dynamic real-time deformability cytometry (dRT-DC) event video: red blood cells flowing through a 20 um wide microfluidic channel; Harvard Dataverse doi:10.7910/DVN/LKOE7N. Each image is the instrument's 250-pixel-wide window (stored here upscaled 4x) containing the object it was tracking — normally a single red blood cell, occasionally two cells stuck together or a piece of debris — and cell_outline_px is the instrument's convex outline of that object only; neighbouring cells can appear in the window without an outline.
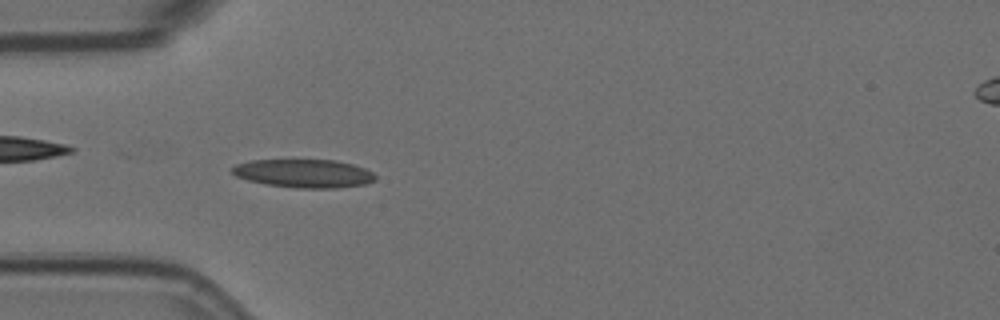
{"species": "Egyptian fruit bat (a non-hibernating species)", "species_latin": "Rousettus aegyptiacus", "temperature_condition": "room temperature", "stored_images_in_passage": 47, "camera_frame_rate_fps": 3000, "um_per_image_px": 0.085, "animal": {"sex": "female"}, "frame": {"image": 1, "passage_image": 7, "time_ms": 2.0, "image_size_px": [1000, 320], "cell_outline_px": [[376, 180], [364, 184], [336, 188], [296, 188], [264, 184], [248, 180], [236, 176], [232, 172], [232, 168], [236, 164], [252, 160], [336, 160], [352, 164], [364, 168], [372, 172], [376, 176]], "centroid_in_image_um": [25.83, 14.74], "position_along_channel_um": 59.2, "area_um2": 23.64}}
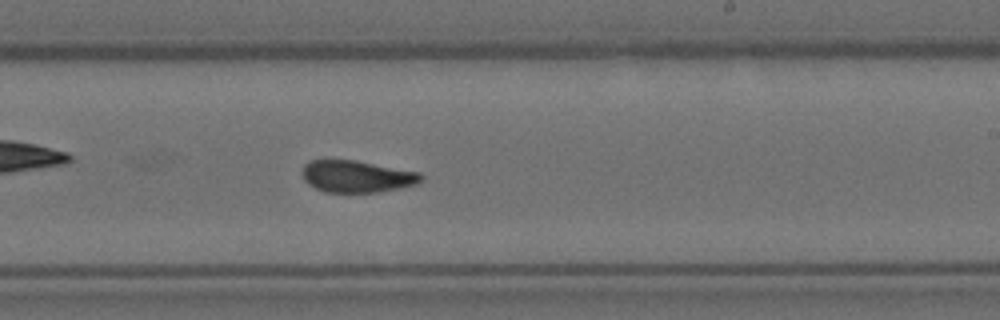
{"frame": {"image": 2, "passage_image": 24, "time_ms": 7.667, "image_size_px": [1000, 320], "cell_outline_px": [[424, 180], [420, 184], [400, 188], [376, 192], [324, 192], [308, 184], [304, 180], [300, 172], [304, 164], [308, 160], [356, 160], [420, 172], [424, 176]], "centroid_in_image_um": [30.34, 14.99], "position_along_channel_um": 258.7, "area_um2": 22.48}}
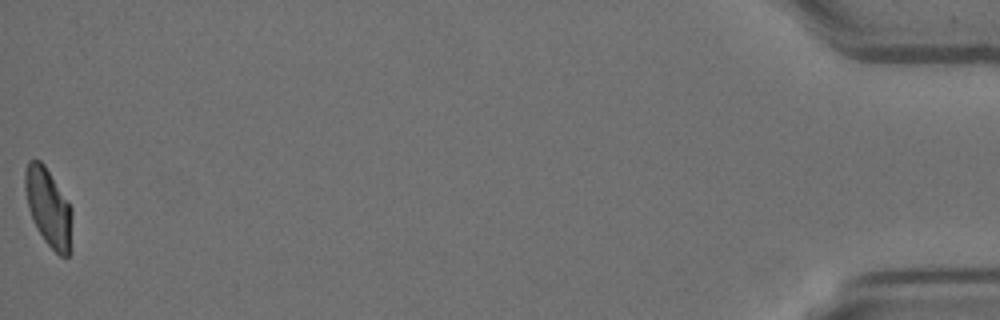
{"frame": {"image": 3, "passage_image": 47, "time_ms": 15.333, "image_size_px": [1000, 320], "cell_outline_px": [[72, 252], [68, 256], [60, 256], [44, 240], [28, 208], [24, 188], [24, 172], [28, 160], [40, 160], [44, 164], [72, 208]], "centroid_in_image_um": [4.14, 17.64], "position_along_channel_um": 431.1, "area_um2": 21.44}, "authors_computed_cell_mechanics": {"area_um2": 22.5998, "velocity_mm_per_s": 3.5619, "shape_relaxation_time_tau1_ms": 6.0822, "shape_relaxation_time_tau2_ms": 1.6193, "deformation_change_tau1": 0.1567, "deformation_change_tau2": 0.0632}}